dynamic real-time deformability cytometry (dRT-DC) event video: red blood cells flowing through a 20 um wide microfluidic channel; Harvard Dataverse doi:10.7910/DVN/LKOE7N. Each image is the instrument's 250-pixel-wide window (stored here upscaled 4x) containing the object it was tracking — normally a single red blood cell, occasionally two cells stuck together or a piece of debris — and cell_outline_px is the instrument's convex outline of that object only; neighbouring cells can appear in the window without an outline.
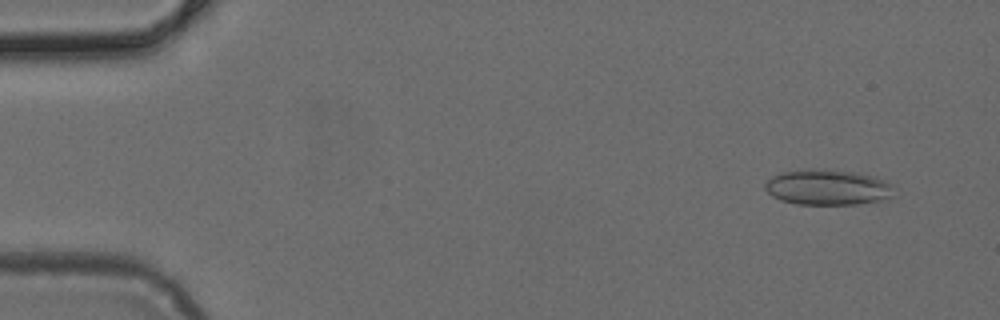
{"species": "common noctule bat (a hibernating species)", "species_latin": "Nyctalus noctula", "temperature_condition": "cold", "stored_images_in_passage": 4, "camera_frame_rate_fps": 3000, "um_per_image_px": 0.085, "animal": {"sex": "female", "body_mass_g": 24.6, "forearm_length_mm": 56.2}, "frame": {"image": 1, "passage_image": 1, "time_ms": 0.0, "image_size_px": [1000, 320], "cell_outline_px": [[892, 184], [888, 196], [880, 200], [856, 204], [796, 204], [780, 200], [772, 196], [764, 188], [764, 184], [772, 176], [780, 172], [808, 168], [812, 168], [856, 172], [872, 176], [884, 180]], "centroid_in_image_um": [70.25, 15.9], "position_along_channel_um": 14.8, "area_um2": 26.47}}
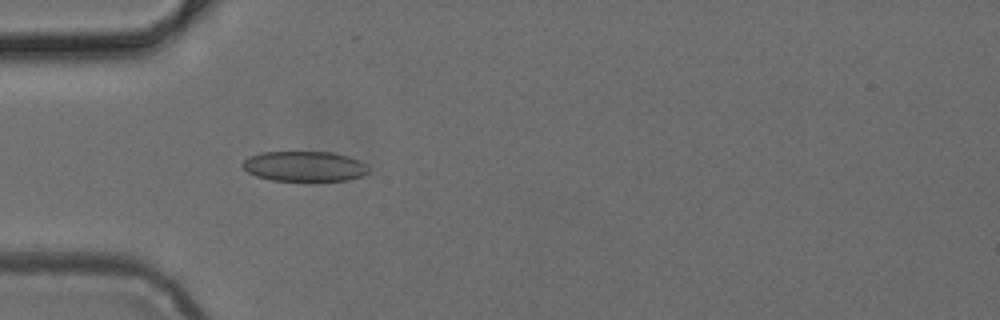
{"frame": {"image": 2, "passage_image": 4, "time_ms": 1.0, "image_size_px": [1000, 320], "cell_outline_px": [[372, 172], [364, 176], [348, 180], [272, 180], [256, 176], [248, 172], [240, 164], [248, 156], [260, 152], [332, 152], [348, 156], [364, 164]], "centroid_in_image_um": [25.87, 14.13], "position_along_channel_um": 59.1, "area_um2": 22.14}}